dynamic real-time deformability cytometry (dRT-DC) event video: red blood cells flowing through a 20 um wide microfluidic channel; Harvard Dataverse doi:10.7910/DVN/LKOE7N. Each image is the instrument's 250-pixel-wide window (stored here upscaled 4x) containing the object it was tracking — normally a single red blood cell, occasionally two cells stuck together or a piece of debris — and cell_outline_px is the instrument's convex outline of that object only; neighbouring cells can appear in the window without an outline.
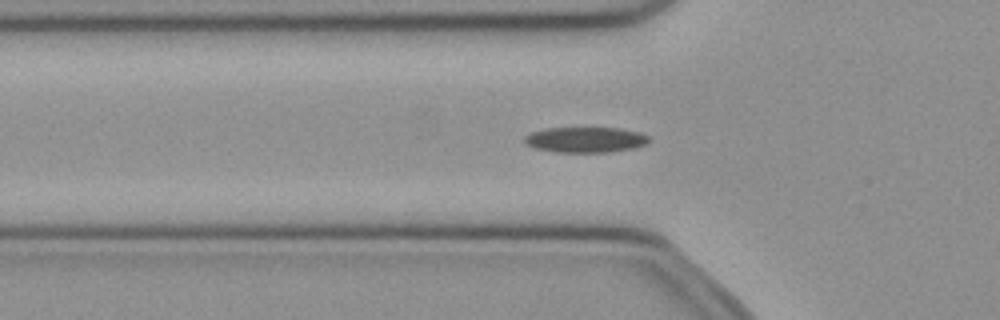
{"species": "common noctule bat (a hibernating species)", "species_latin": "Nyctalus noctula", "temperature_condition": "cold", "stored_images_in_passage": 51, "camera_frame_rate_fps": 3000, "um_per_image_px": 0.085, "animal": {"sex": "female", "body_mass_g": 21.9}, "frame": {"image": 1, "passage_image": 17, "time_ms": 5.333, "image_size_px": [1000, 320], "cell_outline_px": [[648, 140], [644, 144], [636, 148], [608, 152], [556, 152], [532, 148], [524, 144], [524, 136], [532, 132], [548, 128], [620, 128], [640, 132], [648, 136]], "centroid_in_image_um": [49.72, 11.88], "position_along_channel_um": 76.1, "area_um2": 18.55}}
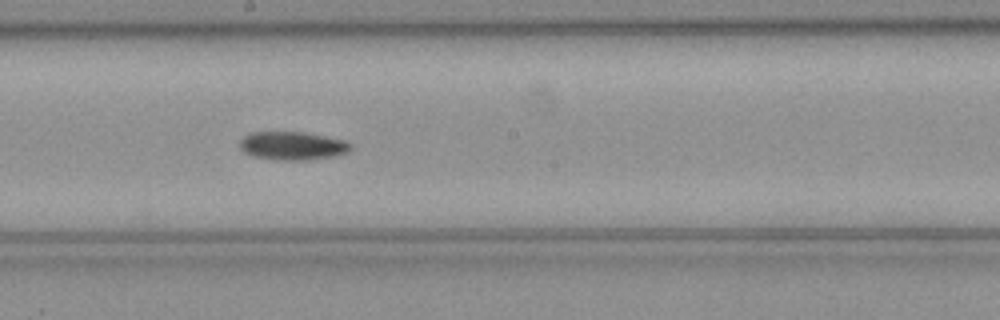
{"frame": {"image": 2, "passage_image": 28, "time_ms": 9.0, "image_size_px": [1000, 320], "cell_outline_px": [[352, 148], [348, 152], [336, 156], [308, 160], [272, 160], [252, 156], [244, 152], [240, 148], [240, 140], [244, 136], [252, 132], [304, 132], [348, 140], [352, 144]], "centroid_in_image_um": [24.9, 12.4], "position_along_channel_um": 223.3, "area_um2": 18.67}}
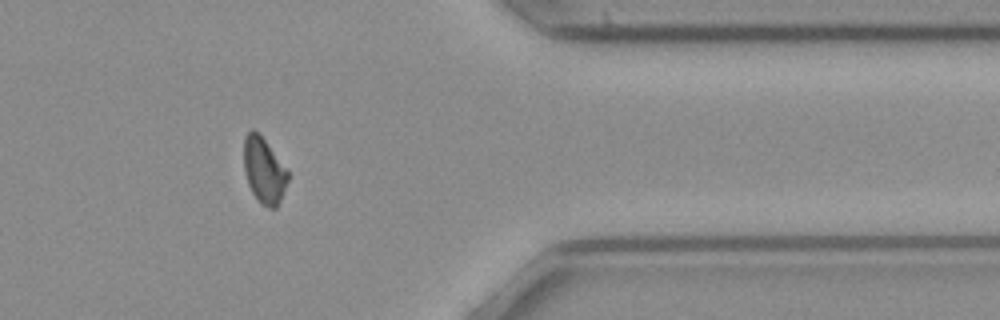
{"frame": {"image": 3, "passage_image": 42, "time_ms": 13.667, "image_size_px": [1000, 320], "cell_outline_px": [[288, 180], [280, 200], [276, 208], [268, 208], [260, 204], [252, 192], [248, 184], [244, 172], [244, 136], [252, 128], [264, 140], [288, 168]], "centroid_in_image_um": [22.43, 14.51], "position_along_channel_um": 389.0, "area_um2": 16.88}}